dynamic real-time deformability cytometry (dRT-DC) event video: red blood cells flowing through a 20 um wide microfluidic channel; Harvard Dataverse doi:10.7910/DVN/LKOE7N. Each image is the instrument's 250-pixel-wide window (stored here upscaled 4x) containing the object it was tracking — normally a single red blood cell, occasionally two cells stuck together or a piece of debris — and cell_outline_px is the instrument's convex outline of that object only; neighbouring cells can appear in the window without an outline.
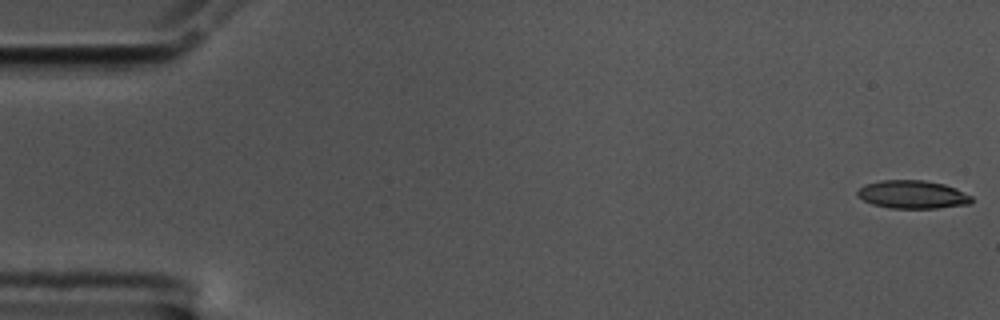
{"species": "common noctule bat (a hibernating species)", "species_latin": "Nyctalus noctula", "temperature_condition": "cold", "stored_images_in_passage": 57, "camera_frame_rate_fps": 3000, "um_per_image_px": 0.085, "animal": {"sex": "male", "body_mass_g": 17.5, "forearm_length_mm": 52.3}, "frame": {"image": 1, "passage_image": 1, "time_ms": 0.0, "image_size_px": [1000, 320], "cell_outline_px": [[972, 200], [968, 204], [936, 208], [888, 208], [872, 204], [856, 196], [856, 192], [864, 184], [880, 180], [924, 180], [944, 184], [956, 188], [972, 196]], "centroid_in_image_um": [77.53, 16.53], "position_along_channel_um": 7.5, "area_um2": 18.79}}
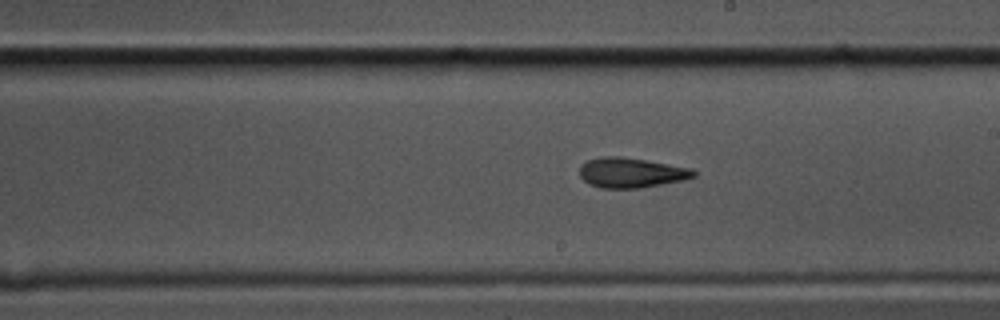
{"frame": {"image": 2, "passage_image": 32, "time_ms": 10.333, "image_size_px": [1000, 320], "cell_outline_px": [[696, 176], [684, 180], [640, 188], [600, 188], [588, 184], [580, 176], [580, 164], [588, 160], [604, 156], [620, 156], [692, 168], [696, 172]], "centroid_in_image_um": [53.64, 14.68], "position_along_channel_um": 235.4, "area_um2": 19.94}}
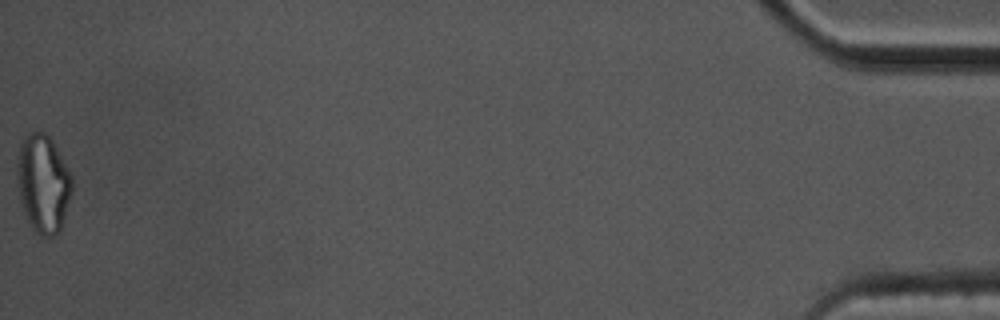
{"frame": {"image": 3, "passage_image": 57, "time_ms": 18.667, "image_size_px": [1000, 320], "cell_outline_px": [[72, 192], [60, 228], [52, 236], [40, 236], [32, 228], [24, 212], [20, 200], [16, 176], [16, 164], [20, 144], [24, 136], [28, 132], [44, 132], [52, 140], [72, 176]], "centroid_in_image_um": [3.64, 15.57], "position_along_channel_um": 431.6, "area_um2": 31.27}, "authors_computed_cell_mechanics": {"area_um2": 19.7098, "velocity_mm_per_s": 3.5483, "shape_relaxation_time_tau1_ms": 5.583, "shape_relaxation_time_tau2_ms": 6.1431, "deformation_change_tau1": 0.168, "deformation_change_tau2": 0.1495}}